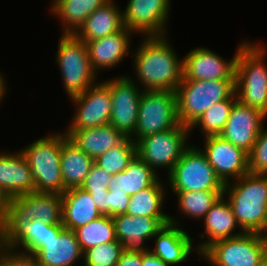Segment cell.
Returning a JSON list of instances; mask_svg holds the SVG:
<instances>
[{"mask_svg":"<svg viewBox=\"0 0 267 266\" xmlns=\"http://www.w3.org/2000/svg\"><path fill=\"white\" fill-rule=\"evenodd\" d=\"M76 106L75 114L67 130H80L110 124L112 99L110 87L99 81L82 94L71 97Z\"/></svg>","mask_w":267,"mask_h":266,"instance_id":"13","label":"cell"},{"mask_svg":"<svg viewBox=\"0 0 267 266\" xmlns=\"http://www.w3.org/2000/svg\"><path fill=\"white\" fill-rule=\"evenodd\" d=\"M5 249H6V242L4 241L3 233L0 232V257Z\"/></svg>","mask_w":267,"mask_h":266,"instance_id":"46","label":"cell"},{"mask_svg":"<svg viewBox=\"0 0 267 266\" xmlns=\"http://www.w3.org/2000/svg\"><path fill=\"white\" fill-rule=\"evenodd\" d=\"M247 40L238 45L235 55L230 61L211 51L209 48L198 47L183 57L182 79L192 80H235L237 54Z\"/></svg>","mask_w":267,"mask_h":266,"instance_id":"16","label":"cell"},{"mask_svg":"<svg viewBox=\"0 0 267 266\" xmlns=\"http://www.w3.org/2000/svg\"><path fill=\"white\" fill-rule=\"evenodd\" d=\"M67 138L65 132L49 134L20 150L31 170L35 192L61 195L67 190L60 166L62 143Z\"/></svg>","mask_w":267,"mask_h":266,"instance_id":"4","label":"cell"},{"mask_svg":"<svg viewBox=\"0 0 267 266\" xmlns=\"http://www.w3.org/2000/svg\"><path fill=\"white\" fill-rule=\"evenodd\" d=\"M113 222L116 238L124 251L147 253L150 248L145 247L144 242L153 239L166 224L170 223V219L169 217H137L125 213L113 217Z\"/></svg>","mask_w":267,"mask_h":266,"instance_id":"17","label":"cell"},{"mask_svg":"<svg viewBox=\"0 0 267 266\" xmlns=\"http://www.w3.org/2000/svg\"><path fill=\"white\" fill-rule=\"evenodd\" d=\"M158 177L148 188L131 195L126 214L147 217H169L162 211L165 199V186ZM160 180V181H159Z\"/></svg>","mask_w":267,"mask_h":266,"instance_id":"31","label":"cell"},{"mask_svg":"<svg viewBox=\"0 0 267 266\" xmlns=\"http://www.w3.org/2000/svg\"><path fill=\"white\" fill-rule=\"evenodd\" d=\"M68 139L95 160L107 150L121 144L127 137L111 124L65 131Z\"/></svg>","mask_w":267,"mask_h":266,"instance_id":"24","label":"cell"},{"mask_svg":"<svg viewBox=\"0 0 267 266\" xmlns=\"http://www.w3.org/2000/svg\"><path fill=\"white\" fill-rule=\"evenodd\" d=\"M204 149L201 151L225 184L230 180L246 175L249 172L248 153L236 147L220 135L204 137ZM231 178V179H230Z\"/></svg>","mask_w":267,"mask_h":266,"instance_id":"15","label":"cell"},{"mask_svg":"<svg viewBox=\"0 0 267 266\" xmlns=\"http://www.w3.org/2000/svg\"><path fill=\"white\" fill-rule=\"evenodd\" d=\"M123 251L124 248L118 240L102 243L84 251L82 264L85 266H116Z\"/></svg>","mask_w":267,"mask_h":266,"instance_id":"36","label":"cell"},{"mask_svg":"<svg viewBox=\"0 0 267 266\" xmlns=\"http://www.w3.org/2000/svg\"><path fill=\"white\" fill-rule=\"evenodd\" d=\"M235 92V80L182 79L176 90L179 123L190 127L207 109Z\"/></svg>","mask_w":267,"mask_h":266,"instance_id":"5","label":"cell"},{"mask_svg":"<svg viewBox=\"0 0 267 266\" xmlns=\"http://www.w3.org/2000/svg\"><path fill=\"white\" fill-rule=\"evenodd\" d=\"M201 255L212 266H257L267 257V243L257 233L244 232L215 242Z\"/></svg>","mask_w":267,"mask_h":266,"instance_id":"11","label":"cell"},{"mask_svg":"<svg viewBox=\"0 0 267 266\" xmlns=\"http://www.w3.org/2000/svg\"><path fill=\"white\" fill-rule=\"evenodd\" d=\"M32 219L46 224H62V196L56 193L32 192L9 198L4 241Z\"/></svg>","mask_w":267,"mask_h":266,"instance_id":"6","label":"cell"},{"mask_svg":"<svg viewBox=\"0 0 267 266\" xmlns=\"http://www.w3.org/2000/svg\"><path fill=\"white\" fill-rule=\"evenodd\" d=\"M64 229L63 224H46L41 220L32 219L6 241V249L32 256L45 241L53 235H59ZM19 247H23V251L19 250Z\"/></svg>","mask_w":267,"mask_h":266,"instance_id":"27","label":"cell"},{"mask_svg":"<svg viewBox=\"0 0 267 266\" xmlns=\"http://www.w3.org/2000/svg\"><path fill=\"white\" fill-rule=\"evenodd\" d=\"M166 37L144 36L135 50L133 66L143 90L176 91L182 81L183 59Z\"/></svg>","mask_w":267,"mask_h":266,"instance_id":"1","label":"cell"},{"mask_svg":"<svg viewBox=\"0 0 267 266\" xmlns=\"http://www.w3.org/2000/svg\"><path fill=\"white\" fill-rule=\"evenodd\" d=\"M83 251L74 231L64 229L59 235H53L32 256L39 266H73Z\"/></svg>","mask_w":267,"mask_h":266,"instance_id":"23","label":"cell"},{"mask_svg":"<svg viewBox=\"0 0 267 266\" xmlns=\"http://www.w3.org/2000/svg\"><path fill=\"white\" fill-rule=\"evenodd\" d=\"M248 167L250 173L267 175V129L264 126L248 153Z\"/></svg>","mask_w":267,"mask_h":266,"instance_id":"37","label":"cell"},{"mask_svg":"<svg viewBox=\"0 0 267 266\" xmlns=\"http://www.w3.org/2000/svg\"><path fill=\"white\" fill-rule=\"evenodd\" d=\"M116 266H142V253L123 251Z\"/></svg>","mask_w":267,"mask_h":266,"instance_id":"41","label":"cell"},{"mask_svg":"<svg viewBox=\"0 0 267 266\" xmlns=\"http://www.w3.org/2000/svg\"><path fill=\"white\" fill-rule=\"evenodd\" d=\"M225 183L223 196L227 197L233 214L244 232L258 233L267 216V175L248 172Z\"/></svg>","mask_w":267,"mask_h":266,"instance_id":"2","label":"cell"},{"mask_svg":"<svg viewBox=\"0 0 267 266\" xmlns=\"http://www.w3.org/2000/svg\"><path fill=\"white\" fill-rule=\"evenodd\" d=\"M109 0H52L51 13L63 24L62 34H75L88 16Z\"/></svg>","mask_w":267,"mask_h":266,"instance_id":"28","label":"cell"},{"mask_svg":"<svg viewBox=\"0 0 267 266\" xmlns=\"http://www.w3.org/2000/svg\"><path fill=\"white\" fill-rule=\"evenodd\" d=\"M5 80L4 77L2 76L1 72H0V93H6V84H5Z\"/></svg>","mask_w":267,"mask_h":266,"instance_id":"47","label":"cell"},{"mask_svg":"<svg viewBox=\"0 0 267 266\" xmlns=\"http://www.w3.org/2000/svg\"><path fill=\"white\" fill-rule=\"evenodd\" d=\"M257 266H267V257L261 261Z\"/></svg>","mask_w":267,"mask_h":266,"instance_id":"48","label":"cell"},{"mask_svg":"<svg viewBox=\"0 0 267 266\" xmlns=\"http://www.w3.org/2000/svg\"><path fill=\"white\" fill-rule=\"evenodd\" d=\"M131 34L134 33L125 27L115 34L86 43L91 65L96 73L101 69L115 68L125 56L127 57L131 47Z\"/></svg>","mask_w":267,"mask_h":266,"instance_id":"22","label":"cell"},{"mask_svg":"<svg viewBox=\"0 0 267 266\" xmlns=\"http://www.w3.org/2000/svg\"><path fill=\"white\" fill-rule=\"evenodd\" d=\"M158 175L136 155L124 171L112 175L109 190L120 191L131 196L148 188L159 177Z\"/></svg>","mask_w":267,"mask_h":266,"instance_id":"29","label":"cell"},{"mask_svg":"<svg viewBox=\"0 0 267 266\" xmlns=\"http://www.w3.org/2000/svg\"><path fill=\"white\" fill-rule=\"evenodd\" d=\"M130 195L120 191H107V215L115 217L125 214L129 205Z\"/></svg>","mask_w":267,"mask_h":266,"instance_id":"39","label":"cell"},{"mask_svg":"<svg viewBox=\"0 0 267 266\" xmlns=\"http://www.w3.org/2000/svg\"><path fill=\"white\" fill-rule=\"evenodd\" d=\"M169 219L170 223L153 237L156 238L155 247L150 248L149 252L159 257L168 266H173L186 261L192 250L194 251V245L190 235L178 226L180 222L174 216H169Z\"/></svg>","mask_w":267,"mask_h":266,"instance_id":"19","label":"cell"},{"mask_svg":"<svg viewBox=\"0 0 267 266\" xmlns=\"http://www.w3.org/2000/svg\"><path fill=\"white\" fill-rule=\"evenodd\" d=\"M91 197L102 215H107V191H92Z\"/></svg>","mask_w":267,"mask_h":266,"instance_id":"42","label":"cell"},{"mask_svg":"<svg viewBox=\"0 0 267 266\" xmlns=\"http://www.w3.org/2000/svg\"><path fill=\"white\" fill-rule=\"evenodd\" d=\"M0 191L9 199L35 192L27 159L18 152H0Z\"/></svg>","mask_w":267,"mask_h":266,"instance_id":"20","label":"cell"},{"mask_svg":"<svg viewBox=\"0 0 267 266\" xmlns=\"http://www.w3.org/2000/svg\"><path fill=\"white\" fill-rule=\"evenodd\" d=\"M74 232L83 252L90 247L117 240L113 217L108 215H102Z\"/></svg>","mask_w":267,"mask_h":266,"instance_id":"32","label":"cell"},{"mask_svg":"<svg viewBox=\"0 0 267 266\" xmlns=\"http://www.w3.org/2000/svg\"><path fill=\"white\" fill-rule=\"evenodd\" d=\"M142 266H168L159 257L150 252L142 253Z\"/></svg>","mask_w":267,"mask_h":266,"instance_id":"44","label":"cell"},{"mask_svg":"<svg viewBox=\"0 0 267 266\" xmlns=\"http://www.w3.org/2000/svg\"><path fill=\"white\" fill-rule=\"evenodd\" d=\"M257 234L263 241L267 243V216L263 226L261 227L260 231Z\"/></svg>","mask_w":267,"mask_h":266,"instance_id":"45","label":"cell"},{"mask_svg":"<svg viewBox=\"0 0 267 266\" xmlns=\"http://www.w3.org/2000/svg\"><path fill=\"white\" fill-rule=\"evenodd\" d=\"M125 28L123 11L113 0L92 12L74 34L85 43L115 34Z\"/></svg>","mask_w":267,"mask_h":266,"instance_id":"25","label":"cell"},{"mask_svg":"<svg viewBox=\"0 0 267 266\" xmlns=\"http://www.w3.org/2000/svg\"><path fill=\"white\" fill-rule=\"evenodd\" d=\"M267 116L236 100L220 136L249 153Z\"/></svg>","mask_w":267,"mask_h":266,"instance_id":"18","label":"cell"},{"mask_svg":"<svg viewBox=\"0 0 267 266\" xmlns=\"http://www.w3.org/2000/svg\"><path fill=\"white\" fill-rule=\"evenodd\" d=\"M104 82L110 87L111 92L110 124L130 138L135 133L143 89H140L130 76L120 75Z\"/></svg>","mask_w":267,"mask_h":266,"instance_id":"12","label":"cell"},{"mask_svg":"<svg viewBox=\"0 0 267 266\" xmlns=\"http://www.w3.org/2000/svg\"><path fill=\"white\" fill-rule=\"evenodd\" d=\"M136 155L137 145L127 137L121 144L98 156L94 163L109 174L115 175L124 171Z\"/></svg>","mask_w":267,"mask_h":266,"instance_id":"35","label":"cell"},{"mask_svg":"<svg viewBox=\"0 0 267 266\" xmlns=\"http://www.w3.org/2000/svg\"><path fill=\"white\" fill-rule=\"evenodd\" d=\"M172 191H224V183L200 148L189 146L167 176Z\"/></svg>","mask_w":267,"mask_h":266,"instance_id":"9","label":"cell"},{"mask_svg":"<svg viewBox=\"0 0 267 266\" xmlns=\"http://www.w3.org/2000/svg\"><path fill=\"white\" fill-rule=\"evenodd\" d=\"M61 196L62 224L65 229L75 231L102 216L91 194L80 187L69 188Z\"/></svg>","mask_w":267,"mask_h":266,"instance_id":"26","label":"cell"},{"mask_svg":"<svg viewBox=\"0 0 267 266\" xmlns=\"http://www.w3.org/2000/svg\"><path fill=\"white\" fill-rule=\"evenodd\" d=\"M6 93H0V103L2 102V98L4 97Z\"/></svg>","mask_w":267,"mask_h":266,"instance_id":"49","label":"cell"},{"mask_svg":"<svg viewBox=\"0 0 267 266\" xmlns=\"http://www.w3.org/2000/svg\"><path fill=\"white\" fill-rule=\"evenodd\" d=\"M56 63L60 68L64 88L69 98L82 94L96 82L87 44L74 34H61Z\"/></svg>","mask_w":267,"mask_h":266,"instance_id":"7","label":"cell"},{"mask_svg":"<svg viewBox=\"0 0 267 266\" xmlns=\"http://www.w3.org/2000/svg\"><path fill=\"white\" fill-rule=\"evenodd\" d=\"M178 197L179 211L193 219H203L223 195V191H172Z\"/></svg>","mask_w":267,"mask_h":266,"instance_id":"34","label":"cell"},{"mask_svg":"<svg viewBox=\"0 0 267 266\" xmlns=\"http://www.w3.org/2000/svg\"><path fill=\"white\" fill-rule=\"evenodd\" d=\"M236 100L234 92L228 99L213 104L189 127L190 131L200 126V131L205 137L220 135Z\"/></svg>","mask_w":267,"mask_h":266,"instance_id":"33","label":"cell"},{"mask_svg":"<svg viewBox=\"0 0 267 266\" xmlns=\"http://www.w3.org/2000/svg\"><path fill=\"white\" fill-rule=\"evenodd\" d=\"M94 160L68 138L61 148V176L66 189L80 187L88 175Z\"/></svg>","mask_w":267,"mask_h":266,"instance_id":"30","label":"cell"},{"mask_svg":"<svg viewBox=\"0 0 267 266\" xmlns=\"http://www.w3.org/2000/svg\"><path fill=\"white\" fill-rule=\"evenodd\" d=\"M265 44L246 42L238 51L235 93L241 103L267 116V64Z\"/></svg>","mask_w":267,"mask_h":266,"instance_id":"3","label":"cell"},{"mask_svg":"<svg viewBox=\"0 0 267 266\" xmlns=\"http://www.w3.org/2000/svg\"><path fill=\"white\" fill-rule=\"evenodd\" d=\"M8 198L0 191V232H4L6 226Z\"/></svg>","mask_w":267,"mask_h":266,"instance_id":"43","label":"cell"},{"mask_svg":"<svg viewBox=\"0 0 267 266\" xmlns=\"http://www.w3.org/2000/svg\"><path fill=\"white\" fill-rule=\"evenodd\" d=\"M190 128L178 124L163 132L141 138L137 143V155L156 173L157 168H167L169 174L190 146L186 144Z\"/></svg>","mask_w":267,"mask_h":266,"instance_id":"10","label":"cell"},{"mask_svg":"<svg viewBox=\"0 0 267 266\" xmlns=\"http://www.w3.org/2000/svg\"><path fill=\"white\" fill-rule=\"evenodd\" d=\"M0 266H39L33 256L5 249L0 257Z\"/></svg>","mask_w":267,"mask_h":266,"instance_id":"40","label":"cell"},{"mask_svg":"<svg viewBox=\"0 0 267 266\" xmlns=\"http://www.w3.org/2000/svg\"><path fill=\"white\" fill-rule=\"evenodd\" d=\"M111 180L112 175L109 172L93 163L80 188L88 193L108 191Z\"/></svg>","mask_w":267,"mask_h":266,"instance_id":"38","label":"cell"},{"mask_svg":"<svg viewBox=\"0 0 267 266\" xmlns=\"http://www.w3.org/2000/svg\"><path fill=\"white\" fill-rule=\"evenodd\" d=\"M171 0H129L123 10L125 27L142 36H164L167 34V19Z\"/></svg>","mask_w":267,"mask_h":266,"instance_id":"14","label":"cell"},{"mask_svg":"<svg viewBox=\"0 0 267 266\" xmlns=\"http://www.w3.org/2000/svg\"><path fill=\"white\" fill-rule=\"evenodd\" d=\"M203 221L205 234L201 233L200 237L201 239L205 238V236L208 238L205 240L206 242H200V244H198L196 247L197 249L195 251L198 250L197 253L200 254L199 257L209 246L215 242L244 233L233 214L229 202L223 195L205 214ZM236 227L239 228L240 232H234L236 231Z\"/></svg>","mask_w":267,"mask_h":266,"instance_id":"21","label":"cell"},{"mask_svg":"<svg viewBox=\"0 0 267 266\" xmlns=\"http://www.w3.org/2000/svg\"><path fill=\"white\" fill-rule=\"evenodd\" d=\"M178 124L176 91L142 90L136 129L130 138L137 143Z\"/></svg>","mask_w":267,"mask_h":266,"instance_id":"8","label":"cell"}]
</instances>
